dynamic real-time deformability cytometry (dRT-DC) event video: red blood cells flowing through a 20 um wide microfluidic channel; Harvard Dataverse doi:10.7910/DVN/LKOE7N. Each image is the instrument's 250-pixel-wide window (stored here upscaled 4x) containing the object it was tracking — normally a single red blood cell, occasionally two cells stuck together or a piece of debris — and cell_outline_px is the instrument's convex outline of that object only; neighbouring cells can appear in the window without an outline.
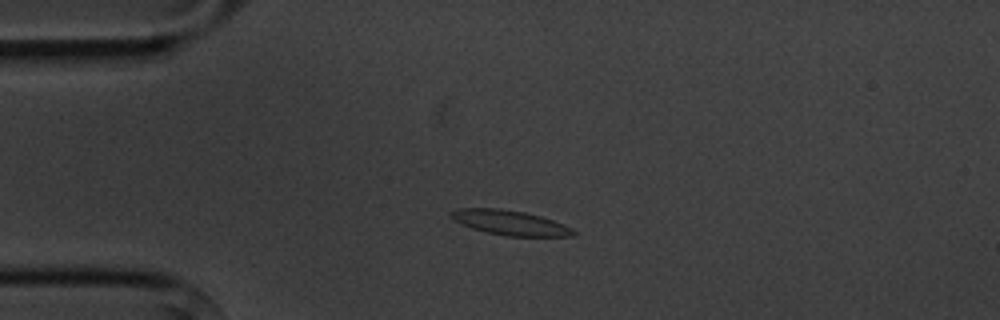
{"species": "common noctule bat (a hibernating species)", "species_latin": "Nyctalus noctula", "temperature_condition": "cold", "stored_images_in_passage": 4, "camera_frame_rate_fps": 3000, "um_per_image_px": 0.085, "animal": {"sex": "male", "body_mass_g": 20.1, "forearm_length_mm": 53.5}, "frame": {"image": 1, "passage_image": 3, "time_ms": 2.333, "image_size_px": [1000, 320], "cell_outline_px": [[576, 236], [508, 236], [488, 232], [472, 228], [452, 220], [452, 212], [460, 208], [500, 208], [524, 212], [540, 216], [564, 224], [572, 228], [576, 232]], "centroid_in_image_um": [43.39, 18.93], "position_along_channel_um": 41.6, "area_um2": 17.46}}